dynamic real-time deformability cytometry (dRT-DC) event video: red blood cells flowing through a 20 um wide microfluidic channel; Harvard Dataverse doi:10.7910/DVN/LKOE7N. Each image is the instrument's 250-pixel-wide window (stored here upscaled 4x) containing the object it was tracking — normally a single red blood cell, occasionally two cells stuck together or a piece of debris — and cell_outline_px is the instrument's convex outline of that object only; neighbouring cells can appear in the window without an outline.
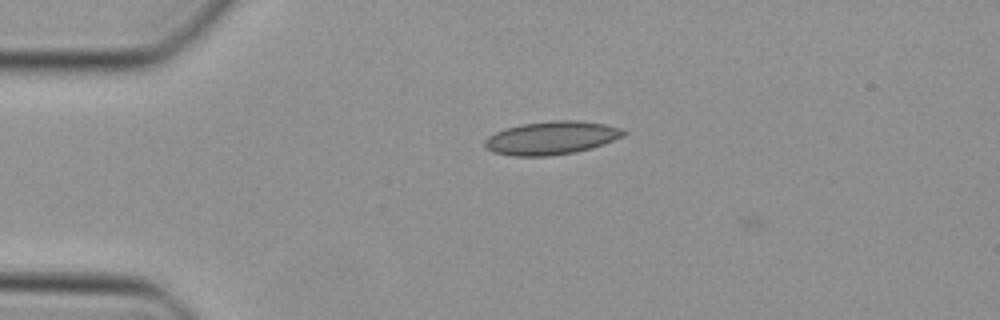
{"species": "Egyptian fruit bat (a non-hibernating species)", "species_latin": "Rousettus aegyptiacus", "temperature_condition": "cold", "stored_images_in_passage": 4, "camera_frame_rate_fps": 3000, "um_per_image_px": 0.085, "animal": {"sex": "female"}, "frame": {"image": 1, "passage_image": 1, "time_ms": 0.0, "image_size_px": [1000, 320], "cell_outline_px": [[628, 132], [624, 136], [592, 148], [576, 152], [548, 156], [512, 156], [496, 152], [488, 148], [484, 144], [484, 140], [488, 136], [496, 132], [508, 128], [524, 124], [556, 120], [576, 120], [604, 124], [620, 128]], "centroid_in_image_um": [46.91, 11.73], "position_along_channel_um": 38.1, "area_um2": 26.59}}